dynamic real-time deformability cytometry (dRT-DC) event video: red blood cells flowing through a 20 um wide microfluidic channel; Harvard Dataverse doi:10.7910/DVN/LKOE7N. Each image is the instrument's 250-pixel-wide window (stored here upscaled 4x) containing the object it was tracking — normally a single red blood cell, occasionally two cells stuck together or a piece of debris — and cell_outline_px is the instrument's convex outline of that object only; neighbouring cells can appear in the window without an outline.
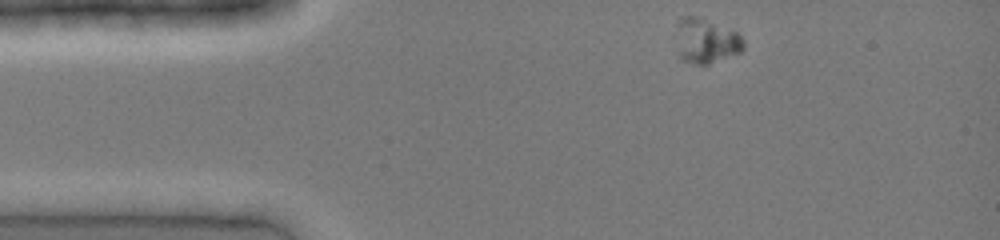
{"species": "common noctule bat (a hibernating species)", "species_latin": "Nyctalus noctula", "temperature_condition": "cold", "stored_images_in_passage": 37, "camera_frame_rate_fps": 3000, "um_per_image_px": 0.085, "animal": {"sex": "female", "body_mass_g": 19.0, "forearm_length_mm": 51.5}, "frame": {"image": 1, "passage_image": 1, "time_ms": 0.0, "image_size_px": [1000, 240], "cell_outline_px": [[744, 48], [740, 52], [708, 64], [696, 64], [684, 60], [680, 56], [680, 16], [700, 16], [736, 32], [744, 40]], "centroid_in_image_um": [60.09, 3.46], "position_along_channel_um": 24.9, "area_um2": 16.82}}
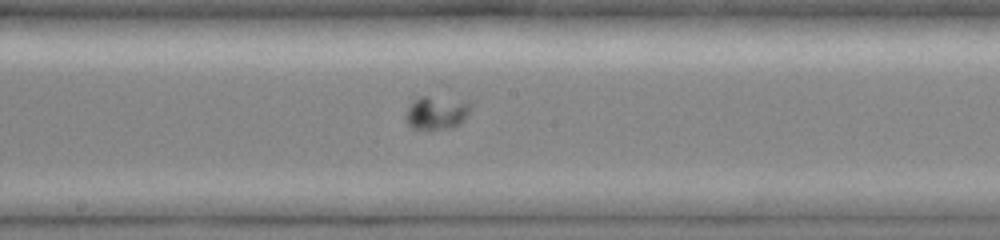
{"frame": {"image": 2, "passage_image": 17, "time_ms": 5.333, "image_size_px": [1000, 240], "cell_outline_px": [[468, 112], [456, 124], [448, 128], [412, 128], [408, 124], [408, 108], [416, 100], [424, 96], [428, 96], [468, 104]], "centroid_in_image_um": [37.03, 9.6], "position_along_channel_um": 211.2, "area_um2": 11.1}}
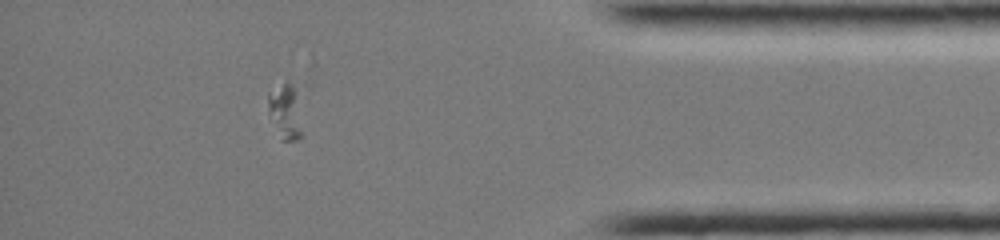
{"frame": {"image": 3, "passage_image": 32, "time_ms": 10.333, "image_size_px": [1000, 240], "cell_outline_px": [[300, 136], [296, 140], [280, 140], [268, 112], [268, 92], [288, 80], [296, 84], [300, 88]], "centroid_in_image_um": [24.28, 9.38], "position_along_channel_um": 410.9, "area_um2": 11.44}}